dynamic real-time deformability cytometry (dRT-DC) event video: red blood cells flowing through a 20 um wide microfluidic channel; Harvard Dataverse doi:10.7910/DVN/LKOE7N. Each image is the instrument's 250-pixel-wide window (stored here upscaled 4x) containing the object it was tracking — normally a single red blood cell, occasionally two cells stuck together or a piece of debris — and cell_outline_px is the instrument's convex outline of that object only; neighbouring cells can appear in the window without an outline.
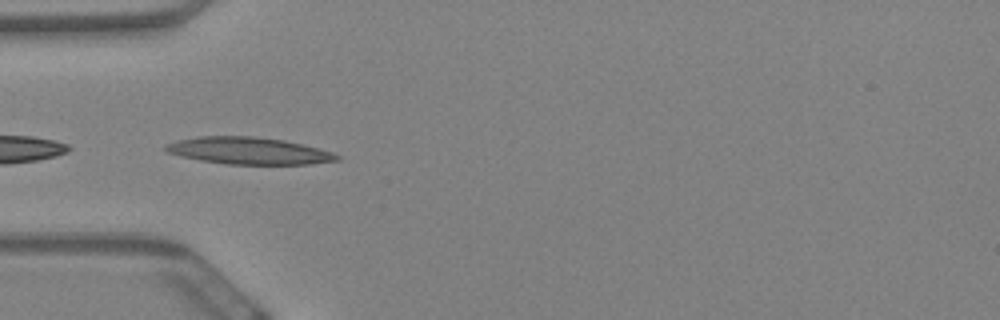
{"species": "Egyptian fruit bat (a non-hibernating species)", "species_latin": "Rousettus aegyptiacus", "temperature_condition": "warm", "stored_images_in_passage": 39, "camera_frame_rate_fps": 3000, "um_per_image_px": 0.085, "animal": {"sex": "female"}, "frame": {"image": 1, "passage_image": 1, "time_ms": 0.0, "image_size_px": [1000, 320], "cell_outline_px": [[340, 160], [308, 164], [224, 164], [200, 160], [180, 156], [164, 152], [164, 144], [176, 140], [200, 136], [252, 136], [284, 140], [332, 152], [340, 156]], "centroid_in_image_um": [21.06, 12.81], "position_along_channel_um": 63.9, "area_um2": 26.93}, "authors_computed_cell_mechanics": {"area_um2": 19.4208, "velocity_mm_per_s": 3.4082, "shape_relaxation_time_tau1_ms": 1.7916, "shape_relaxation_time_tau2_ms": 1.8596, "deformation_change_tau1": 0.1788, "deformation_change_tau2": 0.0849}}